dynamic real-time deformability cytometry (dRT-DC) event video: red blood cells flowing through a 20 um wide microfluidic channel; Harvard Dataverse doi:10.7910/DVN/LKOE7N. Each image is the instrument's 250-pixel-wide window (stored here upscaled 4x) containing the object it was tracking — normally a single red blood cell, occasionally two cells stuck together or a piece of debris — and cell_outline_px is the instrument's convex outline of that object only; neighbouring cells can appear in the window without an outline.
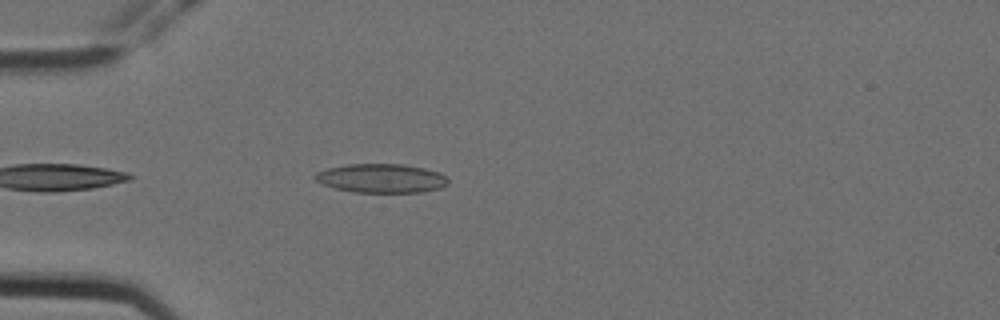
{"species": "Egyptian fruit bat (a non-hibernating species)", "species_latin": "Rousettus aegyptiacus", "temperature_condition": "cold", "stored_images_in_passage": 4, "camera_frame_rate_fps": 3000, "um_per_image_px": 0.085, "animal": {"sex": "female"}, "frame": {"image": 1, "passage_image": 3, "time_ms": 0.667, "image_size_px": [1000, 320], "cell_outline_px": [[448, 184], [440, 188], [420, 192], [352, 192], [336, 188], [324, 184], [316, 180], [312, 176], [316, 172], [328, 168], [348, 164], [404, 164], [424, 168], [440, 172], [448, 180]], "centroid_in_image_um": [32.41, 15.15], "position_along_channel_um": 52.6, "area_um2": 22.37}}